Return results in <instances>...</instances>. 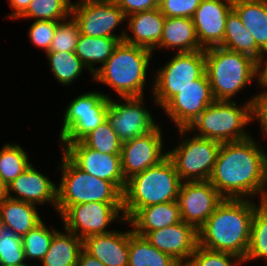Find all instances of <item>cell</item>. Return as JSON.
Listing matches in <instances>:
<instances>
[{"instance_id":"603a6c76","label":"cell","mask_w":267,"mask_h":266,"mask_svg":"<svg viewBox=\"0 0 267 266\" xmlns=\"http://www.w3.org/2000/svg\"><path fill=\"white\" fill-rule=\"evenodd\" d=\"M181 221L177 201L140 208L125 223L132 225L135 234L145 236L148 232L174 225Z\"/></svg>"},{"instance_id":"816d5d0a","label":"cell","mask_w":267,"mask_h":266,"mask_svg":"<svg viewBox=\"0 0 267 266\" xmlns=\"http://www.w3.org/2000/svg\"><path fill=\"white\" fill-rule=\"evenodd\" d=\"M71 7L75 4V3H72L71 0H65Z\"/></svg>"},{"instance_id":"4fadbf2b","label":"cell","mask_w":267,"mask_h":266,"mask_svg":"<svg viewBox=\"0 0 267 266\" xmlns=\"http://www.w3.org/2000/svg\"><path fill=\"white\" fill-rule=\"evenodd\" d=\"M122 100L125 102L120 103ZM107 121L122 142L142 136L159 125L144 107L143 96L122 97L117 102L111 97Z\"/></svg>"},{"instance_id":"8d00e7d4","label":"cell","mask_w":267,"mask_h":266,"mask_svg":"<svg viewBox=\"0 0 267 266\" xmlns=\"http://www.w3.org/2000/svg\"><path fill=\"white\" fill-rule=\"evenodd\" d=\"M22 245V238L6 226L0 228V264L28 265Z\"/></svg>"},{"instance_id":"5bb4252c","label":"cell","mask_w":267,"mask_h":266,"mask_svg":"<svg viewBox=\"0 0 267 266\" xmlns=\"http://www.w3.org/2000/svg\"><path fill=\"white\" fill-rule=\"evenodd\" d=\"M158 125L154 130L122 142L120 159L125 180L160 164L168 153L163 151V135Z\"/></svg>"},{"instance_id":"9a60e30c","label":"cell","mask_w":267,"mask_h":266,"mask_svg":"<svg viewBox=\"0 0 267 266\" xmlns=\"http://www.w3.org/2000/svg\"><path fill=\"white\" fill-rule=\"evenodd\" d=\"M215 101L205 73L173 96L163 107L178 128H188Z\"/></svg>"},{"instance_id":"4dcf8cb0","label":"cell","mask_w":267,"mask_h":266,"mask_svg":"<svg viewBox=\"0 0 267 266\" xmlns=\"http://www.w3.org/2000/svg\"><path fill=\"white\" fill-rule=\"evenodd\" d=\"M49 66L56 81L69 86L87 68L75 52H46Z\"/></svg>"},{"instance_id":"2e32d148","label":"cell","mask_w":267,"mask_h":266,"mask_svg":"<svg viewBox=\"0 0 267 266\" xmlns=\"http://www.w3.org/2000/svg\"><path fill=\"white\" fill-rule=\"evenodd\" d=\"M64 153L79 169L112 182L122 193L126 186L120 155L105 154L86 147L81 141L61 145Z\"/></svg>"},{"instance_id":"f1b7e54d","label":"cell","mask_w":267,"mask_h":266,"mask_svg":"<svg viewBox=\"0 0 267 266\" xmlns=\"http://www.w3.org/2000/svg\"><path fill=\"white\" fill-rule=\"evenodd\" d=\"M120 41L119 38L114 37H90L80 34L75 53L90 71L93 78L97 71V67H94V65L101 64L102 66Z\"/></svg>"},{"instance_id":"ee69618b","label":"cell","mask_w":267,"mask_h":266,"mask_svg":"<svg viewBox=\"0 0 267 266\" xmlns=\"http://www.w3.org/2000/svg\"><path fill=\"white\" fill-rule=\"evenodd\" d=\"M32 0H9V5L13 9V12L6 17V19L19 18L29 7Z\"/></svg>"},{"instance_id":"60d3db41","label":"cell","mask_w":267,"mask_h":266,"mask_svg":"<svg viewBox=\"0 0 267 266\" xmlns=\"http://www.w3.org/2000/svg\"><path fill=\"white\" fill-rule=\"evenodd\" d=\"M201 0H165L159 9L165 17L192 18Z\"/></svg>"},{"instance_id":"d6986e66","label":"cell","mask_w":267,"mask_h":266,"mask_svg":"<svg viewBox=\"0 0 267 266\" xmlns=\"http://www.w3.org/2000/svg\"><path fill=\"white\" fill-rule=\"evenodd\" d=\"M232 9L233 0H201L192 19L203 49L222 44L226 18Z\"/></svg>"},{"instance_id":"681fc988","label":"cell","mask_w":267,"mask_h":266,"mask_svg":"<svg viewBox=\"0 0 267 266\" xmlns=\"http://www.w3.org/2000/svg\"><path fill=\"white\" fill-rule=\"evenodd\" d=\"M83 1H98V2H107V3H117L119 0H83Z\"/></svg>"},{"instance_id":"f35d334b","label":"cell","mask_w":267,"mask_h":266,"mask_svg":"<svg viewBox=\"0 0 267 266\" xmlns=\"http://www.w3.org/2000/svg\"><path fill=\"white\" fill-rule=\"evenodd\" d=\"M244 260L238 256L206 249L198 245L186 266H239Z\"/></svg>"},{"instance_id":"8fae6325","label":"cell","mask_w":267,"mask_h":266,"mask_svg":"<svg viewBox=\"0 0 267 266\" xmlns=\"http://www.w3.org/2000/svg\"><path fill=\"white\" fill-rule=\"evenodd\" d=\"M122 211L123 203L89 202L69 206L60 216L64 229L84 240L112 232L107 229L112 222H125Z\"/></svg>"},{"instance_id":"f6af8a7d","label":"cell","mask_w":267,"mask_h":266,"mask_svg":"<svg viewBox=\"0 0 267 266\" xmlns=\"http://www.w3.org/2000/svg\"><path fill=\"white\" fill-rule=\"evenodd\" d=\"M256 119L260 123L264 137H267V99L256 107Z\"/></svg>"},{"instance_id":"83f0119b","label":"cell","mask_w":267,"mask_h":266,"mask_svg":"<svg viewBox=\"0 0 267 266\" xmlns=\"http://www.w3.org/2000/svg\"><path fill=\"white\" fill-rule=\"evenodd\" d=\"M56 231L49 250L40 262L42 266H76L83 249V240L71 231Z\"/></svg>"},{"instance_id":"b9f144b4","label":"cell","mask_w":267,"mask_h":266,"mask_svg":"<svg viewBox=\"0 0 267 266\" xmlns=\"http://www.w3.org/2000/svg\"><path fill=\"white\" fill-rule=\"evenodd\" d=\"M116 4L124 12L126 17L137 12L148 11L159 7L156 0H119Z\"/></svg>"},{"instance_id":"44dd1931","label":"cell","mask_w":267,"mask_h":266,"mask_svg":"<svg viewBox=\"0 0 267 266\" xmlns=\"http://www.w3.org/2000/svg\"><path fill=\"white\" fill-rule=\"evenodd\" d=\"M130 229L113 230L107 234L92 235L83 240V249L105 266H128Z\"/></svg>"},{"instance_id":"836d02e7","label":"cell","mask_w":267,"mask_h":266,"mask_svg":"<svg viewBox=\"0 0 267 266\" xmlns=\"http://www.w3.org/2000/svg\"><path fill=\"white\" fill-rule=\"evenodd\" d=\"M72 7L65 0H32L27 10L18 18L35 21H63L71 16Z\"/></svg>"},{"instance_id":"6da1fadb","label":"cell","mask_w":267,"mask_h":266,"mask_svg":"<svg viewBox=\"0 0 267 266\" xmlns=\"http://www.w3.org/2000/svg\"><path fill=\"white\" fill-rule=\"evenodd\" d=\"M224 199H250L267 190V153L252 137L221 143L208 180Z\"/></svg>"},{"instance_id":"e0dca14e","label":"cell","mask_w":267,"mask_h":266,"mask_svg":"<svg viewBox=\"0 0 267 266\" xmlns=\"http://www.w3.org/2000/svg\"><path fill=\"white\" fill-rule=\"evenodd\" d=\"M223 200L209 181L182 182L177 196L181 220L199 230Z\"/></svg>"},{"instance_id":"9c48e42d","label":"cell","mask_w":267,"mask_h":266,"mask_svg":"<svg viewBox=\"0 0 267 266\" xmlns=\"http://www.w3.org/2000/svg\"><path fill=\"white\" fill-rule=\"evenodd\" d=\"M168 62L158 68L152 84V97L161 108L184 87L206 73L205 49L175 52Z\"/></svg>"},{"instance_id":"cb8c5ba5","label":"cell","mask_w":267,"mask_h":266,"mask_svg":"<svg viewBox=\"0 0 267 266\" xmlns=\"http://www.w3.org/2000/svg\"><path fill=\"white\" fill-rule=\"evenodd\" d=\"M157 48H170L172 50L176 48L178 53L202 50L203 48L196 36L193 19L166 17L162 37Z\"/></svg>"},{"instance_id":"7dc6e473","label":"cell","mask_w":267,"mask_h":266,"mask_svg":"<svg viewBox=\"0 0 267 266\" xmlns=\"http://www.w3.org/2000/svg\"><path fill=\"white\" fill-rule=\"evenodd\" d=\"M8 198V186L0 177V204Z\"/></svg>"},{"instance_id":"4316f807","label":"cell","mask_w":267,"mask_h":266,"mask_svg":"<svg viewBox=\"0 0 267 266\" xmlns=\"http://www.w3.org/2000/svg\"><path fill=\"white\" fill-rule=\"evenodd\" d=\"M220 47L248 55L257 62H260L265 57V54L258 48L255 39L246 30L233 9L226 18L224 38Z\"/></svg>"},{"instance_id":"5b68a950","label":"cell","mask_w":267,"mask_h":266,"mask_svg":"<svg viewBox=\"0 0 267 266\" xmlns=\"http://www.w3.org/2000/svg\"><path fill=\"white\" fill-rule=\"evenodd\" d=\"M256 120V96L244 105L233 101H214L187 128L189 133L220 143L242 141L250 138L245 127ZM196 130V131H195Z\"/></svg>"},{"instance_id":"f5cc1de1","label":"cell","mask_w":267,"mask_h":266,"mask_svg":"<svg viewBox=\"0 0 267 266\" xmlns=\"http://www.w3.org/2000/svg\"><path fill=\"white\" fill-rule=\"evenodd\" d=\"M164 1H165V0H156V3H157L158 5H161Z\"/></svg>"},{"instance_id":"c3c4849f","label":"cell","mask_w":267,"mask_h":266,"mask_svg":"<svg viewBox=\"0 0 267 266\" xmlns=\"http://www.w3.org/2000/svg\"><path fill=\"white\" fill-rule=\"evenodd\" d=\"M260 203L267 209V194H263Z\"/></svg>"},{"instance_id":"ba28073f","label":"cell","mask_w":267,"mask_h":266,"mask_svg":"<svg viewBox=\"0 0 267 266\" xmlns=\"http://www.w3.org/2000/svg\"><path fill=\"white\" fill-rule=\"evenodd\" d=\"M182 141L167 151L182 182L208 181L212 174L221 143L193 135L187 128H178Z\"/></svg>"},{"instance_id":"f907efd6","label":"cell","mask_w":267,"mask_h":266,"mask_svg":"<svg viewBox=\"0 0 267 266\" xmlns=\"http://www.w3.org/2000/svg\"><path fill=\"white\" fill-rule=\"evenodd\" d=\"M0 266H29V265H4V264H0Z\"/></svg>"},{"instance_id":"7a4b0ae2","label":"cell","mask_w":267,"mask_h":266,"mask_svg":"<svg viewBox=\"0 0 267 266\" xmlns=\"http://www.w3.org/2000/svg\"><path fill=\"white\" fill-rule=\"evenodd\" d=\"M256 204L253 199H224L198 230V245L245 260Z\"/></svg>"},{"instance_id":"3957f363","label":"cell","mask_w":267,"mask_h":266,"mask_svg":"<svg viewBox=\"0 0 267 266\" xmlns=\"http://www.w3.org/2000/svg\"><path fill=\"white\" fill-rule=\"evenodd\" d=\"M153 52L136 45L120 41L111 56L102 66H97L93 81L113 88L122 97L144 95L146 73Z\"/></svg>"},{"instance_id":"7402d4cb","label":"cell","mask_w":267,"mask_h":266,"mask_svg":"<svg viewBox=\"0 0 267 266\" xmlns=\"http://www.w3.org/2000/svg\"><path fill=\"white\" fill-rule=\"evenodd\" d=\"M165 18L159 7L127 16V27L133 36L126 32L123 41L155 51L162 37Z\"/></svg>"},{"instance_id":"74e56055","label":"cell","mask_w":267,"mask_h":266,"mask_svg":"<svg viewBox=\"0 0 267 266\" xmlns=\"http://www.w3.org/2000/svg\"><path fill=\"white\" fill-rule=\"evenodd\" d=\"M79 35V27L72 16L58 22L49 52H75Z\"/></svg>"},{"instance_id":"d4e9b609","label":"cell","mask_w":267,"mask_h":266,"mask_svg":"<svg viewBox=\"0 0 267 266\" xmlns=\"http://www.w3.org/2000/svg\"><path fill=\"white\" fill-rule=\"evenodd\" d=\"M233 10L258 48L267 54V0H233Z\"/></svg>"},{"instance_id":"ac0fdd59","label":"cell","mask_w":267,"mask_h":266,"mask_svg":"<svg viewBox=\"0 0 267 266\" xmlns=\"http://www.w3.org/2000/svg\"><path fill=\"white\" fill-rule=\"evenodd\" d=\"M144 238L181 266H186L198 246V230L180 221L174 225L148 232Z\"/></svg>"},{"instance_id":"7bdbcfd3","label":"cell","mask_w":267,"mask_h":266,"mask_svg":"<svg viewBox=\"0 0 267 266\" xmlns=\"http://www.w3.org/2000/svg\"><path fill=\"white\" fill-rule=\"evenodd\" d=\"M267 55V54H266ZM263 66V67H261ZM259 86L263 87V91L258 93L256 96V107L267 99V56L264 57L260 62H257V80Z\"/></svg>"},{"instance_id":"1f68e13d","label":"cell","mask_w":267,"mask_h":266,"mask_svg":"<svg viewBox=\"0 0 267 266\" xmlns=\"http://www.w3.org/2000/svg\"><path fill=\"white\" fill-rule=\"evenodd\" d=\"M30 165L29 155L19 144H3L0 150V177L7 186Z\"/></svg>"},{"instance_id":"277c9868","label":"cell","mask_w":267,"mask_h":266,"mask_svg":"<svg viewBox=\"0 0 267 266\" xmlns=\"http://www.w3.org/2000/svg\"><path fill=\"white\" fill-rule=\"evenodd\" d=\"M182 180L167 157L160 164L126 180L123 215L129 220L140 208L177 201Z\"/></svg>"},{"instance_id":"30bf717a","label":"cell","mask_w":267,"mask_h":266,"mask_svg":"<svg viewBox=\"0 0 267 266\" xmlns=\"http://www.w3.org/2000/svg\"><path fill=\"white\" fill-rule=\"evenodd\" d=\"M110 99L100 91L87 92L75 97L65 109L59 144L81 141L106 121Z\"/></svg>"},{"instance_id":"d590c367","label":"cell","mask_w":267,"mask_h":266,"mask_svg":"<svg viewBox=\"0 0 267 266\" xmlns=\"http://www.w3.org/2000/svg\"><path fill=\"white\" fill-rule=\"evenodd\" d=\"M42 221L34 229L30 230L22 237V245L27 259L42 261L49 250L52 238L56 229L50 230Z\"/></svg>"},{"instance_id":"ab89813d","label":"cell","mask_w":267,"mask_h":266,"mask_svg":"<svg viewBox=\"0 0 267 266\" xmlns=\"http://www.w3.org/2000/svg\"><path fill=\"white\" fill-rule=\"evenodd\" d=\"M60 21H34L29 27L30 42L38 48L49 52L55 30Z\"/></svg>"},{"instance_id":"7c38bea8","label":"cell","mask_w":267,"mask_h":266,"mask_svg":"<svg viewBox=\"0 0 267 266\" xmlns=\"http://www.w3.org/2000/svg\"><path fill=\"white\" fill-rule=\"evenodd\" d=\"M71 16L82 35L124 39L126 29L114 34V30L126 21V15L116 3L80 0L72 6Z\"/></svg>"},{"instance_id":"e575fe53","label":"cell","mask_w":267,"mask_h":266,"mask_svg":"<svg viewBox=\"0 0 267 266\" xmlns=\"http://www.w3.org/2000/svg\"><path fill=\"white\" fill-rule=\"evenodd\" d=\"M81 142L100 153L114 155L121 153L122 141L107 120L87 134Z\"/></svg>"},{"instance_id":"ffe728a7","label":"cell","mask_w":267,"mask_h":266,"mask_svg":"<svg viewBox=\"0 0 267 266\" xmlns=\"http://www.w3.org/2000/svg\"><path fill=\"white\" fill-rule=\"evenodd\" d=\"M15 195H11V193ZM8 198L32 204L50 203L57 210V184L33 164L8 185Z\"/></svg>"},{"instance_id":"f546056e","label":"cell","mask_w":267,"mask_h":266,"mask_svg":"<svg viewBox=\"0 0 267 266\" xmlns=\"http://www.w3.org/2000/svg\"><path fill=\"white\" fill-rule=\"evenodd\" d=\"M128 266H181L168 254L151 245L130 229Z\"/></svg>"},{"instance_id":"484cf974","label":"cell","mask_w":267,"mask_h":266,"mask_svg":"<svg viewBox=\"0 0 267 266\" xmlns=\"http://www.w3.org/2000/svg\"><path fill=\"white\" fill-rule=\"evenodd\" d=\"M0 219L3 226L21 238L43 221L37 205L11 198H6L0 204Z\"/></svg>"},{"instance_id":"8992f818","label":"cell","mask_w":267,"mask_h":266,"mask_svg":"<svg viewBox=\"0 0 267 266\" xmlns=\"http://www.w3.org/2000/svg\"><path fill=\"white\" fill-rule=\"evenodd\" d=\"M205 67L215 101H232L257 78V61L220 46L205 49Z\"/></svg>"},{"instance_id":"52a82bcc","label":"cell","mask_w":267,"mask_h":266,"mask_svg":"<svg viewBox=\"0 0 267 266\" xmlns=\"http://www.w3.org/2000/svg\"><path fill=\"white\" fill-rule=\"evenodd\" d=\"M62 178L57 186V212L69 206L89 203H123V193L110 181L99 179L79 169L64 153L61 157Z\"/></svg>"},{"instance_id":"d6a6232c","label":"cell","mask_w":267,"mask_h":266,"mask_svg":"<svg viewBox=\"0 0 267 266\" xmlns=\"http://www.w3.org/2000/svg\"><path fill=\"white\" fill-rule=\"evenodd\" d=\"M267 260V209L259 203L252 218L250 243L244 262Z\"/></svg>"},{"instance_id":"bcb514c9","label":"cell","mask_w":267,"mask_h":266,"mask_svg":"<svg viewBox=\"0 0 267 266\" xmlns=\"http://www.w3.org/2000/svg\"><path fill=\"white\" fill-rule=\"evenodd\" d=\"M76 266H105L99 259L88 254L84 249L79 254Z\"/></svg>"}]
</instances>
